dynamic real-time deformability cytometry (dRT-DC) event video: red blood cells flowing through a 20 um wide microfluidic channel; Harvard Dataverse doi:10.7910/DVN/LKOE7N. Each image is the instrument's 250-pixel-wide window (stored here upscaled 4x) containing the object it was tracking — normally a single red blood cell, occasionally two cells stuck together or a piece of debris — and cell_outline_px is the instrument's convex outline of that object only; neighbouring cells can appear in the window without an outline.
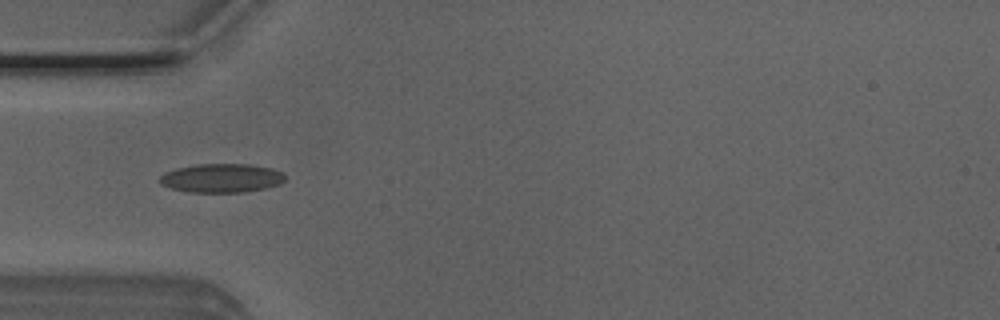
{"species": "Egyptian fruit bat (a non-hibernating species)", "species_latin": "Rousettus aegyptiacus", "temperature_condition": "room temperature", "stored_images_in_passage": 39, "camera_frame_rate_fps": 3000, "um_per_image_px": 0.085, "animal": {"sex": "male"}, "frame": {"image": 1, "passage_image": 4, "time_ms": 1.0, "image_size_px": [1000, 320], "cell_outline_px": [[284, 180], [280, 184], [264, 188], [244, 192], [188, 192], [172, 188], [160, 184], [156, 180], [164, 172], [176, 168], [196, 164], [248, 164], [272, 168], [284, 172]], "centroid_in_image_um": [18.8, 15.13], "position_along_channel_um": 66.2, "area_um2": 21.21}}
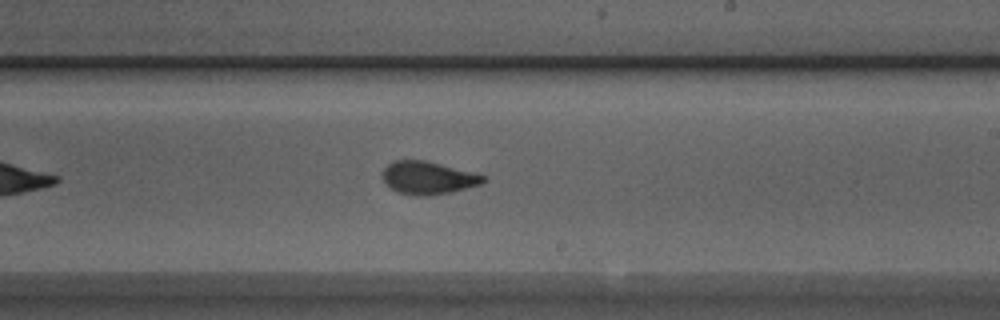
{"frame": {"image": 2, "passage_image": 18, "time_ms": 5.667, "image_size_px": [1000, 320], "cell_outline_px": [[488, 180], [480, 184], [432, 196], [416, 196], [396, 192], [384, 184], [384, 168], [392, 160], [424, 160], [476, 172], [484, 176]], "centroid_in_image_um": [36.37, 15.11], "position_along_channel_um": 252.6, "area_um2": 19.36}}
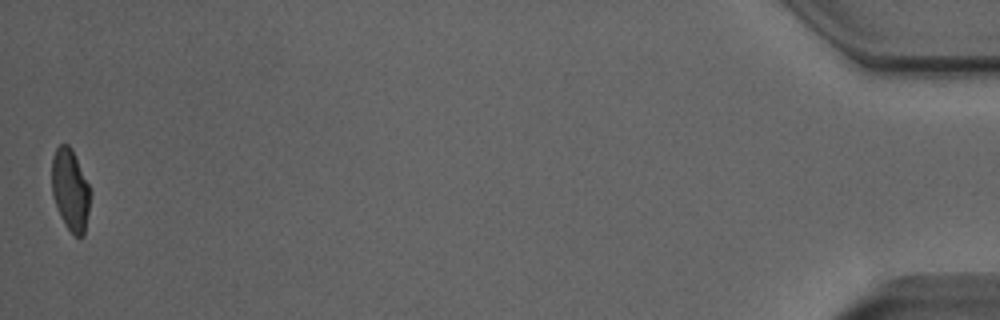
{"frame": {"image": 3, "passage_image": 39, "time_ms": 12.667, "image_size_px": [1000, 320], "cell_outline_px": [[92, 192], [84, 236], [76, 236], [64, 224], [60, 216], [52, 192], [52, 160], [56, 148], [60, 144], [68, 144], [72, 148]], "centroid_in_image_um": [6.0, 16.13], "position_along_channel_um": 429.2, "area_um2": 18.32}, "authors_computed_cell_mechanics": {"area_um2": 19.1896, "velocity_mm_per_s": 3.9926, "shape_relaxation_time_tau1_ms": 4.1501, "shape_relaxation_time_tau2_ms": 0.9504, "deformation_change_tau1": 0.1875, "deformation_change_tau2": 0.0782}}